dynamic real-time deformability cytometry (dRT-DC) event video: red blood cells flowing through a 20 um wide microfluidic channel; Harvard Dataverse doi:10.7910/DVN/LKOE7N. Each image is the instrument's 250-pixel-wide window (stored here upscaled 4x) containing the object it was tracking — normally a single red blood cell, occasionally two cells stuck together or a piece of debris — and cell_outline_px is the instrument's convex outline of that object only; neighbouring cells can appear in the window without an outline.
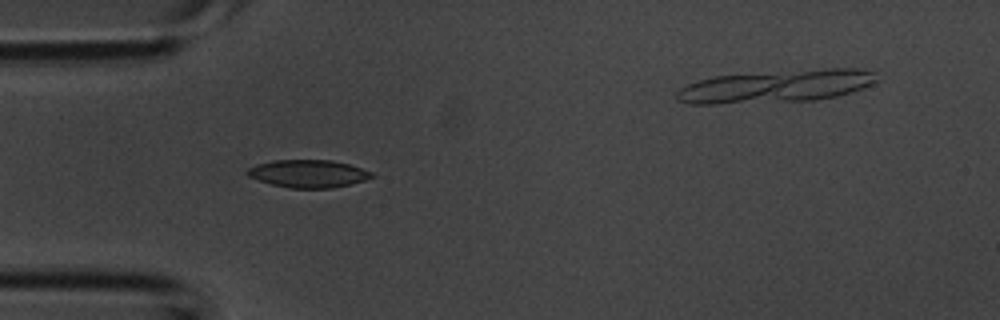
{"species": "common noctule bat (a hibernating species)", "species_latin": "Nyctalus noctula", "temperature_condition": "room temperature", "stored_images_in_passage": 3, "camera_frame_rate_fps": 3000, "um_per_image_px": 0.085, "animal": {"sex": "male", "body_mass_g": 20.1, "forearm_length_mm": 53.5}, "frame": {"image": 1, "passage_image": 2, "time_ms": 0.333, "image_size_px": [1000, 320], "cell_outline_px": [[376, 176], [364, 180], [332, 188], [288, 188], [272, 184], [248, 176], [244, 172], [248, 168], [256, 164], [272, 160], [332, 160], [348, 164], [372, 172]], "centroid_in_image_um": [26.17, 14.75], "position_along_channel_um": 58.8, "area_um2": 20.0}}